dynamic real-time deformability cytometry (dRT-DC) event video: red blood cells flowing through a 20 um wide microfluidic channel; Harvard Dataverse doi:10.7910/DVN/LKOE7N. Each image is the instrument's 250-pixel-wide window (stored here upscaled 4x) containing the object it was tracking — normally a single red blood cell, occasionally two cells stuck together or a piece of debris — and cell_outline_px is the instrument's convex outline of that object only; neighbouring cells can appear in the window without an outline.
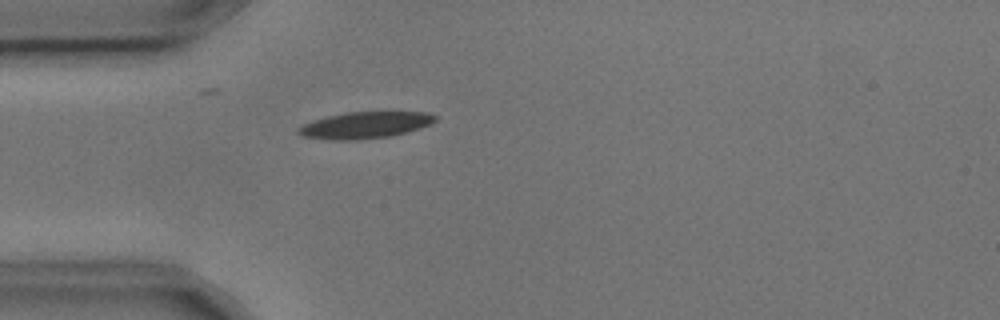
{"species": "common noctule bat (a hibernating species)", "species_latin": "Nyctalus noctula", "temperature_condition": "cold", "stored_images_in_passage": 3, "camera_frame_rate_fps": 3000, "um_per_image_px": 0.085, "animal": {"sex": "male", "body_mass_g": 17.9, "forearm_length_mm": 54.2}, "frame": {"image": 1, "passage_image": 3, "time_ms": 0.667, "image_size_px": [1000, 320], "cell_outline_px": [[436, 120], [432, 124], [420, 128], [392, 136], [356, 140], [332, 140], [304, 136], [296, 132], [296, 128], [312, 120], [344, 112], [428, 112], [436, 116]], "centroid_in_image_um": [31.03, 10.63], "position_along_channel_um": 54.0, "area_um2": 21.27}}